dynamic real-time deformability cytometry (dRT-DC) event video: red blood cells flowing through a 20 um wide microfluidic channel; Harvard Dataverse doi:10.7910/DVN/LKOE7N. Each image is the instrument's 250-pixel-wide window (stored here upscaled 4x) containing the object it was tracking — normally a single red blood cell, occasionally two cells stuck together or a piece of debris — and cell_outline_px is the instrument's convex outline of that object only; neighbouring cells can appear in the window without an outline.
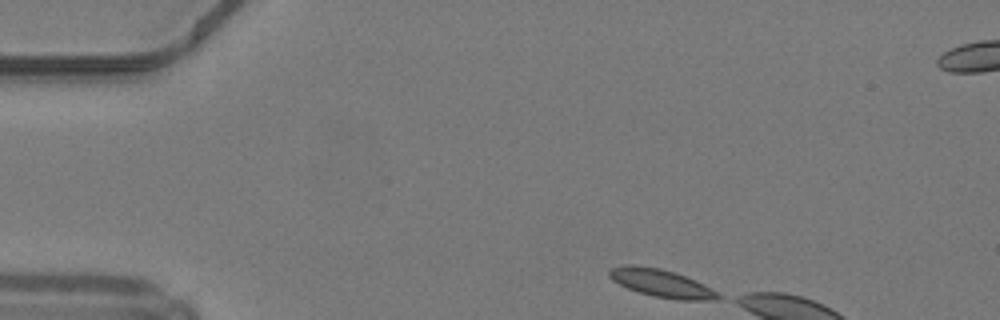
{"species": "common noctule bat (a hibernating species)", "species_latin": "Nyctalus noctula", "temperature_condition": "warm", "stored_images_in_passage": 5, "camera_frame_rate_fps": 3000, "um_per_image_px": 0.085, "animal": {"sex": "male", "body_mass_g": 19.2, "forearm_length_mm": 51.8}, "frame": {"image": 1, "passage_image": 1, "time_ms": 0.0, "image_size_px": [1000, 320], "cell_outline_px": [[724, 296], [720, 300], [676, 300], [652, 296], [628, 288], [612, 280], [608, 276], [608, 268], [660, 268], [676, 272], [696, 280], [704, 284]], "centroid_in_image_um": [56.36, 24.14], "position_along_channel_um": 28.6, "area_um2": 17.17}}